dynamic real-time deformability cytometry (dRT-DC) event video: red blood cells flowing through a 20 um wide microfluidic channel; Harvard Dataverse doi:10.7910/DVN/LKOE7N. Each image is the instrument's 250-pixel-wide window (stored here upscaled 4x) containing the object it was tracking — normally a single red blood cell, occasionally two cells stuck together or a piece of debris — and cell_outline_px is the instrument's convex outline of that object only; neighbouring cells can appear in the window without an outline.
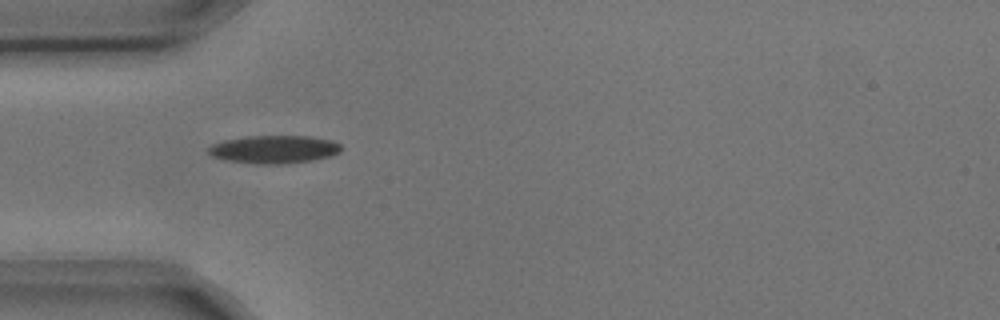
{"species": "common noctule bat (a hibernating species)", "species_latin": "Nyctalus noctula", "temperature_condition": "cold", "stored_images_in_passage": 4, "camera_frame_rate_fps": 3000, "um_per_image_px": 0.085, "animal": {"sex": "male", "body_mass_g": 17.9, "forearm_length_mm": 54.2}, "frame": {"image": 1, "passage_image": 3, "time_ms": 0.667, "image_size_px": [1000, 320], "cell_outline_px": [[340, 152], [328, 156], [312, 160], [284, 164], [256, 164], [228, 160], [212, 156], [208, 152], [208, 148], [212, 144], [224, 140], [248, 136], [308, 136], [332, 140], [340, 144]], "centroid_in_image_um": [23.28, 12.69], "position_along_channel_um": 61.7, "area_um2": 21.5}}